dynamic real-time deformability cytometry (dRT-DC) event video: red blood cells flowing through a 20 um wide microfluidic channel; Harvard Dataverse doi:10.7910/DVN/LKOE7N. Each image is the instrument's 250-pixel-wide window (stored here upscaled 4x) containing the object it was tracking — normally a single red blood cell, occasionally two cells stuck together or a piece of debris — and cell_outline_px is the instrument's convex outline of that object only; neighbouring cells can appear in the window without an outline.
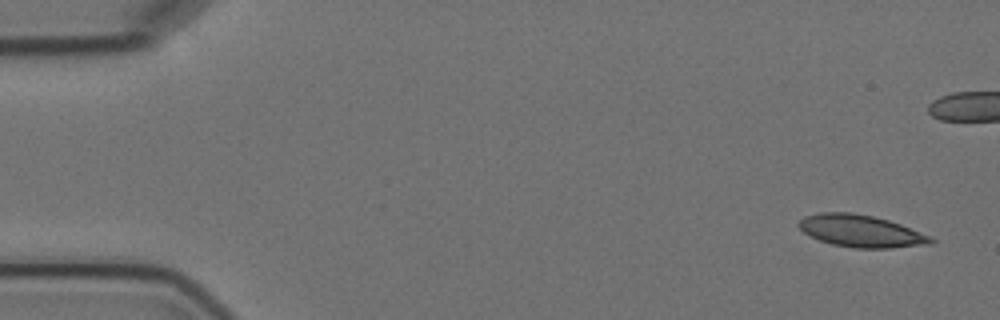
{"species": "Egyptian fruit bat (a non-hibernating species)", "species_latin": "Rousettus aegyptiacus", "temperature_condition": "cold", "stored_images_in_passage": 6, "camera_frame_rate_fps": 3000, "um_per_image_px": 0.085, "animal": {"sex": "female"}, "frame": {"image": 1, "passage_image": 1, "time_ms": 0.0, "image_size_px": [1000, 320], "cell_outline_px": [[936, 240], [932, 244], [892, 248], [856, 248], [832, 244], [820, 240], [804, 232], [796, 224], [804, 216], [820, 212], [852, 212], [872, 216], [888, 220], [900, 224], [932, 236]], "centroid_in_image_um": [73.21, 19.64], "position_along_channel_um": 11.8, "area_um2": 24.8}}